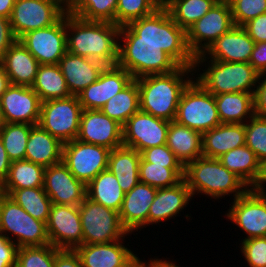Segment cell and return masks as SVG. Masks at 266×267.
Instances as JSON below:
<instances>
[{
  "label": "cell",
  "mask_w": 266,
  "mask_h": 267,
  "mask_svg": "<svg viewBox=\"0 0 266 267\" xmlns=\"http://www.w3.org/2000/svg\"><path fill=\"white\" fill-rule=\"evenodd\" d=\"M120 27L110 22L85 21L66 13L67 52L115 66L119 59Z\"/></svg>",
  "instance_id": "1"
},
{
  "label": "cell",
  "mask_w": 266,
  "mask_h": 267,
  "mask_svg": "<svg viewBox=\"0 0 266 267\" xmlns=\"http://www.w3.org/2000/svg\"><path fill=\"white\" fill-rule=\"evenodd\" d=\"M193 72L196 74L193 67L180 66L171 73L135 79L139 89L140 111L169 122L174 121L182 93L195 78Z\"/></svg>",
  "instance_id": "2"
},
{
  "label": "cell",
  "mask_w": 266,
  "mask_h": 267,
  "mask_svg": "<svg viewBox=\"0 0 266 267\" xmlns=\"http://www.w3.org/2000/svg\"><path fill=\"white\" fill-rule=\"evenodd\" d=\"M119 40L117 65L127 70L134 79L171 73L180 67L158 46V42L138 41V35L128 25L120 27Z\"/></svg>",
  "instance_id": "3"
},
{
  "label": "cell",
  "mask_w": 266,
  "mask_h": 267,
  "mask_svg": "<svg viewBox=\"0 0 266 267\" xmlns=\"http://www.w3.org/2000/svg\"><path fill=\"white\" fill-rule=\"evenodd\" d=\"M128 26L138 35V41L158 42V46L180 66L194 67L195 56L188 47L186 30L175 23L163 5Z\"/></svg>",
  "instance_id": "4"
},
{
  "label": "cell",
  "mask_w": 266,
  "mask_h": 267,
  "mask_svg": "<svg viewBox=\"0 0 266 267\" xmlns=\"http://www.w3.org/2000/svg\"><path fill=\"white\" fill-rule=\"evenodd\" d=\"M184 180L192 196L205 194L222 199L233 194V199L244 195L250 187L236 174L224 167L217 158L199 157L184 167Z\"/></svg>",
  "instance_id": "5"
},
{
  "label": "cell",
  "mask_w": 266,
  "mask_h": 267,
  "mask_svg": "<svg viewBox=\"0 0 266 267\" xmlns=\"http://www.w3.org/2000/svg\"><path fill=\"white\" fill-rule=\"evenodd\" d=\"M201 65H205V70L198 74L197 69H201ZM193 69L197 72L195 80L214 96L236 92L253 94L260 75L250 63L218 60L208 62L202 54L195 56Z\"/></svg>",
  "instance_id": "6"
},
{
  "label": "cell",
  "mask_w": 266,
  "mask_h": 267,
  "mask_svg": "<svg viewBox=\"0 0 266 267\" xmlns=\"http://www.w3.org/2000/svg\"><path fill=\"white\" fill-rule=\"evenodd\" d=\"M0 233L18 248L50 244L46 223L33 218L8 195L0 200Z\"/></svg>",
  "instance_id": "7"
},
{
  "label": "cell",
  "mask_w": 266,
  "mask_h": 267,
  "mask_svg": "<svg viewBox=\"0 0 266 267\" xmlns=\"http://www.w3.org/2000/svg\"><path fill=\"white\" fill-rule=\"evenodd\" d=\"M175 121L201 134L220 125L214 95L193 80L182 93Z\"/></svg>",
  "instance_id": "8"
},
{
  "label": "cell",
  "mask_w": 266,
  "mask_h": 267,
  "mask_svg": "<svg viewBox=\"0 0 266 267\" xmlns=\"http://www.w3.org/2000/svg\"><path fill=\"white\" fill-rule=\"evenodd\" d=\"M83 244L122 240L129 232L123 227L119 212L85 197L79 205Z\"/></svg>",
  "instance_id": "9"
},
{
  "label": "cell",
  "mask_w": 266,
  "mask_h": 267,
  "mask_svg": "<svg viewBox=\"0 0 266 267\" xmlns=\"http://www.w3.org/2000/svg\"><path fill=\"white\" fill-rule=\"evenodd\" d=\"M82 111L78 96L46 100L41 104L38 125L62 143L73 141L79 133Z\"/></svg>",
  "instance_id": "10"
},
{
  "label": "cell",
  "mask_w": 266,
  "mask_h": 267,
  "mask_svg": "<svg viewBox=\"0 0 266 267\" xmlns=\"http://www.w3.org/2000/svg\"><path fill=\"white\" fill-rule=\"evenodd\" d=\"M65 14L66 9L54 0H16L9 21L18 40L29 31L52 26Z\"/></svg>",
  "instance_id": "11"
},
{
  "label": "cell",
  "mask_w": 266,
  "mask_h": 267,
  "mask_svg": "<svg viewBox=\"0 0 266 267\" xmlns=\"http://www.w3.org/2000/svg\"><path fill=\"white\" fill-rule=\"evenodd\" d=\"M234 26L228 0H219L186 31L187 44L194 56L203 54L221 35Z\"/></svg>",
  "instance_id": "12"
},
{
  "label": "cell",
  "mask_w": 266,
  "mask_h": 267,
  "mask_svg": "<svg viewBox=\"0 0 266 267\" xmlns=\"http://www.w3.org/2000/svg\"><path fill=\"white\" fill-rule=\"evenodd\" d=\"M110 149L74 139L63 143L62 161L77 180L87 185L108 168Z\"/></svg>",
  "instance_id": "13"
},
{
  "label": "cell",
  "mask_w": 266,
  "mask_h": 267,
  "mask_svg": "<svg viewBox=\"0 0 266 267\" xmlns=\"http://www.w3.org/2000/svg\"><path fill=\"white\" fill-rule=\"evenodd\" d=\"M233 200L225 215L247 234L242 240L266 236V191L250 188Z\"/></svg>",
  "instance_id": "14"
},
{
  "label": "cell",
  "mask_w": 266,
  "mask_h": 267,
  "mask_svg": "<svg viewBox=\"0 0 266 267\" xmlns=\"http://www.w3.org/2000/svg\"><path fill=\"white\" fill-rule=\"evenodd\" d=\"M18 40L40 65L58 64L67 52L66 14L52 26L29 31Z\"/></svg>",
  "instance_id": "15"
},
{
  "label": "cell",
  "mask_w": 266,
  "mask_h": 267,
  "mask_svg": "<svg viewBox=\"0 0 266 267\" xmlns=\"http://www.w3.org/2000/svg\"><path fill=\"white\" fill-rule=\"evenodd\" d=\"M46 230L50 244L57 249L74 250L83 245L79 206L52 203Z\"/></svg>",
  "instance_id": "16"
},
{
  "label": "cell",
  "mask_w": 266,
  "mask_h": 267,
  "mask_svg": "<svg viewBox=\"0 0 266 267\" xmlns=\"http://www.w3.org/2000/svg\"><path fill=\"white\" fill-rule=\"evenodd\" d=\"M169 121L138 111L123 126V146L139 153L143 150L166 144Z\"/></svg>",
  "instance_id": "17"
},
{
  "label": "cell",
  "mask_w": 266,
  "mask_h": 267,
  "mask_svg": "<svg viewBox=\"0 0 266 267\" xmlns=\"http://www.w3.org/2000/svg\"><path fill=\"white\" fill-rule=\"evenodd\" d=\"M123 240L125 239L109 243L83 244L74 250L80 257L82 267H146L145 260H140L138 255L124 246Z\"/></svg>",
  "instance_id": "18"
},
{
  "label": "cell",
  "mask_w": 266,
  "mask_h": 267,
  "mask_svg": "<svg viewBox=\"0 0 266 267\" xmlns=\"http://www.w3.org/2000/svg\"><path fill=\"white\" fill-rule=\"evenodd\" d=\"M76 139L113 150L123 146V126L100 109L83 110Z\"/></svg>",
  "instance_id": "19"
},
{
  "label": "cell",
  "mask_w": 266,
  "mask_h": 267,
  "mask_svg": "<svg viewBox=\"0 0 266 267\" xmlns=\"http://www.w3.org/2000/svg\"><path fill=\"white\" fill-rule=\"evenodd\" d=\"M43 189L52 203L79 206L86 197V185L75 178L62 162L45 167Z\"/></svg>",
  "instance_id": "20"
},
{
  "label": "cell",
  "mask_w": 266,
  "mask_h": 267,
  "mask_svg": "<svg viewBox=\"0 0 266 267\" xmlns=\"http://www.w3.org/2000/svg\"><path fill=\"white\" fill-rule=\"evenodd\" d=\"M133 80L132 75L124 68L118 65L106 66L98 80L78 95L81 107L83 110L100 109Z\"/></svg>",
  "instance_id": "21"
},
{
  "label": "cell",
  "mask_w": 266,
  "mask_h": 267,
  "mask_svg": "<svg viewBox=\"0 0 266 267\" xmlns=\"http://www.w3.org/2000/svg\"><path fill=\"white\" fill-rule=\"evenodd\" d=\"M0 101L6 123L38 125L42 101L31 87L10 84Z\"/></svg>",
  "instance_id": "22"
},
{
  "label": "cell",
  "mask_w": 266,
  "mask_h": 267,
  "mask_svg": "<svg viewBox=\"0 0 266 267\" xmlns=\"http://www.w3.org/2000/svg\"><path fill=\"white\" fill-rule=\"evenodd\" d=\"M156 193L157 188L142 182L125 193L119 215L123 227L129 234L148 226L149 208Z\"/></svg>",
  "instance_id": "23"
},
{
  "label": "cell",
  "mask_w": 266,
  "mask_h": 267,
  "mask_svg": "<svg viewBox=\"0 0 266 267\" xmlns=\"http://www.w3.org/2000/svg\"><path fill=\"white\" fill-rule=\"evenodd\" d=\"M254 46L255 42L244 27L234 25L213 42L202 55L208 60L249 63Z\"/></svg>",
  "instance_id": "24"
},
{
  "label": "cell",
  "mask_w": 266,
  "mask_h": 267,
  "mask_svg": "<svg viewBox=\"0 0 266 267\" xmlns=\"http://www.w3.org/2000/svg\"><path fill=\"white\" fill-rule=\"evenodd\" d=\"M58 66L71 95L78 96L91 83L98 80L106 67L103 63L66 52Z\"/></svg>",
  "instance_id": "25"
},
{
  "label": "cell",
  "mask_w": 266,
  "mask_h": 267,
  "mask_svg": "<svg viewBox=\"0 0 266 267\" xmlns=\"http://www.w3.org/2000/svg\"><path fill=\"white\" fill-rule=\"evenodd\" d=\"M192 197L184 179L175 186L157 189L156 196L149 208L148 226L175 218L186 208Z\"/></svg>",
  "instance_id": "26"
},
{
  "label": "cell",
  "mask_w": 266,
  "mask_h": 267,
  "mask_svg": "<svg viewBox=\"0 0 266 267\" xmlns=\"http://www.w3.org/2000/svg\"><path fill=\"white\" fill-rule=\"evenodd\" d=\"M0 62L10 84L27 87L33 85L40 64L19 40L6 51Z\"/></svg>",
  "instance_id": "27"
},
{
  "label": "cell",
  "mask_w": 266,
  "mask_h": 267,
  "mask_svg": "<svg viewBox=\"0 0 266 267\" xmlns=\"http://www.w3.org/2000/svg\"><path fill=\"white\" fill-rule=\"evenodd\" d=\"M245 145V124L221 123L202 134V153L206 158H219L234 148Z\"/></svg>",
  "instance_id": "28"
},
{
  "label": "cell",
  "mask_w": 266,
  "mask_h": 267,
  "mask_svg": "<svg viewBox=\"0 0 266 267\" xmlns=\"http://www.w3.org/2000/svg\"><path fill=\"white\" fill-rule=\"evenodd\" d=\"M229 171L236 174L250 188H259L264 179V167L255 153L243 145L217 158Z\"/></svg>",
  "instance_id": "29"
},
{
  "label": "cell",
  "mask_w": 266,
  "mask_h": 267,
  "mask_svg": "<svg viewBox=\"0 0 266 267\" xmlns=\"http://www.w3.org/2000/svg\"><path fill=\"white\" fill-rule=\"evenodd\" d=\"M63 143L39 125H34L28 137L25 159L49 167L62 162Z\"/></svg>",
  "instance_id": "30"
},
{
  "label": "cell",
  "mask_w": 266,
  "mask_h": 267,
  "mask_svg": "<svg viewBox=\"0 0 266 267\" xmlns=\"http://www.w3.org/2000/svg\"><path fill=\"white\" fill-rule=\"evenodd\" d=\"M166 145L184 167L203 156L202 134L175 120L169 123Z\"/></svg>",
  "instance_id": "31"
},
{
  "label": "cell",
  "mask_w": 266,
  "mask_h": 267,
  "mask_svg": "<svg viewBox=\"0 0 266 267\" xmlns=\"http://www.w3.org/2000/svg\"><path fill=\"white\" fill-rule=\"evenodd\" d=\"M140 160L141 154L126 146L115 148L109 153L108 170L116 176L125 193L139 183Z\"/></svg>",
  "instance_id": "32"
},
{
  "label": "cell",
  "mask_w": 266,
  "mask_h": 267,
  "mask_svg": "<svg viewBox=\"0 0 266 267\" xmlns=\"http://www.w3.org/2000/svg\"><path fill=\"white\" fill-rule=\"evenodd\" d=\"M214 98L221 123L245 124L254 116L252 93H222Z\"/></svg>",
  "instance_id": "33"
},
{
  "label": "cell",
  "mask_w": 266,
  "mask_h": 267,
  "mask_svg": "<svg viewBox=\"0 0 266 267\" xmlns=\"http://www.w3.org/2000/svg\"><path fill=\"white\" fill-rule=\"evenodd\" d=\"M125 192L116 176L107 169L100 172L86 185V197L105 207L120 211Z\"/></svg>",
  "instance_id": "34"
},
{
  "label": "cell",
  "mask_w": 266,
  "mask_h": 267,
  "mask_svg": "<svg viewBox=\"0 0 266 267\" xmlns=\"http://www.w3.org/2000/svg\"><path fill=\"white\" fill-rule=\"evenodd\" d=\"M31 88L38 94L42 102L71 96L58 64L39 65Z\"/></svg>",
  "instance_id": "35"
},
{
  "label": "cell",
  "mask_w": 266,
  "mask_h": 267,
  "mask_svg": "<svg viewBox=\"0 0 266 267\" xmlns=\"http://www.w3.org/2000/svg\"><path fill=\"white\" fill-rule=\"evenodd\" d=\"M100 110L122 126L140 110L139 89L134 79L121 92L110 98Z\"/></svg>",
  "instance_id": "36"
},
{
  "label": "cell",
  "mask_w": 266,
  "mask_h": 267,
  "mask_svg": "<svg viewBox=\"0 0 266 267\" xmlns=\"http://www.w3.org/2000/svg\"><path fill=\"white\" fill-rule=\"evenodd\" d=\"M5 192L33 218L47 223L52 201L43 187L5 189Z\"/></svg>",
  "instance_id": "37"
},
{
  "label": "cell",
  "mask_w": 266,
  "mask_h": 267,
  "mask_svg": "<svg viewBox=\"0 0 266 267\" xmlns=\"http://www.w3.org/2000/svg\"><path fill=\"white\" fill-rule=\"evenodd\" d=\"M219 0H166L163 6L175 23L185 29L201 19Z\"/></svg>",
  "instance_id": "38"
},
{
  "label": "cell",
  "mask_w": 266,
  "mask_h": 267,
  "mask_svg": "<svg viewBox=\"0 0 266 267\" xmlns=\"http://www.w3.org/2000/svg\"><path fill=\"white\" fill-rule=\"evenodd\" d=\"M118 0H69L66 13L85 21L115 24Z\"/></svg>",
  "instance_id": "39"
},
{
  "label": "cell",
  "mask_w": 266,
  "mask_h": 267,
  "mask_svg": "<svg viewBox=\"0 0 266 267\" xmlns=\"http://www.w3.org/2000/svg\"><path fill=\"white\" fill-rule=\"evenodd\" d=\"M44 170V166L26 159L12 161L4 187L5 189L43 187Z\"/></svg>",
  "instance_id": "40"
},
{
  "label": "cell",
  "mask_w": 266,
  "mask_h": 267,
  "mask_svg": "<svg viewBox=\"0 0 266 267\" xmlns=\"http://www.w3.org/2000/svg\"><path fill=\"white\" fill-rule=\"evenodd\" d=\"M184 179V168H166V165H154L142 157L139 163V182L157 189L177 185Z\"/></svg>",
  "instance_id": "41"
},
{
  "label": "cell",
  "mask_w": 266,
  "mask_h": 267,
  "mask_svg": "<svg viewBox=\"0 0 266 267\" xmlns=\"http://www.w3.org/2000/svg\"><path fill=\"white\" fill-rule=\"evenodd\" d=\"M33 126L26 123H6L1 128L0 138L11 162L25 159L26 145Z\"/></svg>",
  "instance_id": "42"
},
{
  "label": "cell",
  "mask_w": 266,
  "mask_h": 267,
  "mask_svg": "<svg viewBox=\"0 0 266 267\" xmlns=\"http://www.w3.org/2000/svg\"><path fill=\"white\" fill-rule=\"evenodd\" d=\"M162 4L158 0H118L115 25L119 27L153 14Z\"/></svg>",
  "instance_id": "43"
},
{
  "label": "cell",
  "mask_w": 266,
  "mask_h": 267,
  "mask_svg": "<svg viewBox=\"0 0 266 267\" xmlns=\"http://www.w3.org/2000/svg\"><path fill=\"white\" fill-rule=\"evenodd\" d=\"M249 122V123H248ZM245 145L266 166V117L254 115L245 123Z\"/></svg>",
  "instance_id": "44"
},
{
  "label": "cell",
  "mask_w": 266,
  "mask_h": 267,
  "mask_svg": "<svg viewBox=\"0 0 266 267\" xmlns=\"http://www.w3.org/2000/svg\"><path fill=\"white\" fill-rule=\"evenodd\" d=\"M57 250L51 244L20 247L17 250L15 267H54L55 253Z\"/></svg>",
  "instance_id": "45"
},
{
  "label": "cell",
  "mask_w": 266,
  "mask_h": 267,
  "mask_svg": "<svg viewBox=\"0 0 266 267\" xmlns=\"http://www.w3.org/2000/svg\"><path fill=\"white\" fill-rule=\"evenodd\" d=\"M234 25L243 26L249 20L266 13V0H228Z\"/></svg>",
  "instance_id": "46"
},
{
  "label": "cell",
  "mask_w": 266,
  "mask_h": 267,
  "mask_svg": "<svg viewBox=\"0 0 266 267\" xmlns=\"http://www.w3.org/2000/svg\"><path fill=\"white\" fill-rule=\"evenodd\" d=\"M240 244L249 267H266V236L241 240Z\"/></svg>",
  "instance_id": "47"
},
{
  "label": "cell",
  "mask_w": 266,
  "mask_h": 267,
  "mask_svg": "<svg viewBox=\"0 0 266 267\" xmlns=\"http://www.w3.org/2000/svg\"><path fill=\"white\" fill-rule=\"evenodd\" d=\"M140 154L146 162L154 163V165H166V168H184L166 144L147 148Z\"/></svg>",
  "instance_id": "48"
},
{
  "label": "cell",
  "mask_w": 266,
  "mask_h": 267,
  "mask_svg": "<svg viewBox=\"0 0 266 267\" xmlns=\"http://www.w3.org/2000/svg\"><path fill=\"white\" fill-rule=\"evenodd\" d=\"M17 250V245L0 233V267H15Z\"/></svg>",
  "instance_id": "49"
},
{
  "label": "cell",
  "mask_w": 266,
  "mask_h": 267,
  "mask_svg": "<svg viewBox=\"0 0 266 267\" xmlns=\"http://www.w3.org/2000/svg\"><path fill=\"white\" fill-rule=\"evenodd\" d=\"M243 27L255 43L266 42V13L249 20Z\"/></svg>",
  "instance_id": "50"
},
{
  "label": "cell",
  "mask_w": 266,
  "mask_h": 267,
  "mask_svg": "<svg viewBox=\"0 0 266 267\" xmlns=\"http://www.w3.org/2000/svg\"><path fill=\"white\" fill-rule=\"evenodd\" d=\"M254 115L266 117V73L260 74L253 93Z\"/></svg>",
  "instance_id": "51"
},
{
  "label": "cell",
  "mask_w": 266,
  "mask_h": 267,
  "mask_svg": "<svg viewBox=\"0 0 266 267\" xmlns=\"http://www.w3.org/2000/svg\"><path fill=\"white\" fill-rule=\"evenodd\" d=\"M16 40L9 18L0 16V59Z\"/></svg>",
  "instance_id": "52"
},
{
  "label": "cell",
  "mask_w": 266,
  "mask_h": 267,
  "mask_svg": "<svg viewBox=\"0 0 266 267\" xmlns=\"http://www.w3.org/2000/svg\"><path fill=\"white\" fill-rule=\"evenodd\" d=\"M54 267H82V264L75 250L58 249L55 253Z\"/></svg>",
  "instance_id": "53"
},
{
  "label": "cell",
  "mask_w": 266,
  "mask_h": 267,
  "mask_svg": "<svg viewBox=\"0 0 266 267\" xmlns=\"http://www.w3.org/2000/svg\"><path fill=\"white\" fill-rule=\"evenodd\" d=\"M249 63L259 73H266V42L255 43Z\"/></svg>",
  "instance_id": "54"
},
{
  "label": "cell",
  "mask_w": 266,
  "mask_h": 267,
  "mask_svg": "<svg viewBox=\"0 0 266 267\" xmlns=\"http://www.w3.org/2000/svg\"><path fill=\"white\" fill-rule=\"evenodd\" d=\"M10 165L11 160L9 159L8 154L6 153V149L0 138V179H2L3 181H5V179L7 178Z\"/></svg>",
  "instance_id": "55"
},
{
  "label": "cell",
  "mask_w": 266,
  "mask_h": 267,
  "mask_svg": "<svg viewBox=\"0 0 266 267\" xmlns=\"http://www.w3.org/2000/svg\"><path fill=\"white\" fill-rule=\"evenodd\" d=\"M16 0H0V16L10 18Z\"/></svg>",
  "instance_id": "56"
},
{
  "label": "cell",
  "mask_w": 266,
  "mask_h": 267,
  "mask_svg": "<svg viewBox=\"0 0 266 267\" xmlns=\"http://www.w3.org/2000/svg\"><path fill=\"white\" fill-rule=\"evenodd\" d=\"M151 259L146 263V267H181V266H177V264H175L173 261L171 262L169 260L167 261V259L165 260H162L160 258L159 259L151 258Z\"/></svg>",
  "instance_id": "57"
},
{
  "label": "cell",
  "mask_w": 266,
  "mask_h": 267,
  "mask_svg": "<svg viewBox=\"0 0 266 267\" xmlns=\"http://www.w3.org/2000/svg\"><path fill=\"white\" fill-rule=\"evenodd\" d=\"M10 85L8 76L5 73L4 67L0 62V100L7 87Z\"/></svg>",
  "instance_id": "58"
},
{
  "label": "cell",
  "mask_w": 266,
  "mask_h": 267,
  "mask_svg": "<svg viewBox=\"0 0 266 267\" xmlns=\"http://www.w3.org/2000/svg\"><path fill=\"white\" fill-rule=\"evenodd\" d=\"M5 124L6 122L4 119L3 110H2L1 101H0V130Z\"/></svg>",
  "instance_id": "59"
},
{
  "label": "cell",
  "mask_w": 266,
  "mask_h": 267,
  "mask_svg": "<svg viewBox=\"0 0 266 267\" xmlns=\"http://www.w3.org/2000/svg\"><path fill=\"white\" fill-rule=\"evenodd\" d=\"M6 195L4 181L0 179V200Z\"/></svg>",
  "instance_id": "60"
},
{
  "label": "cell",
  "mask_w": 266,
  "mask_h": 267,
  "mask_svg": "<svg viewBox=\"0 0 266 267\" xmlns=\"http://www.w3.org/2000/svg\"><path fill=\"white\" fill-rule=\"evenodd\" d=\"M266 166L264 167V179H263V181H262V184H261V186L259 187V189L260 190H262V191H266L265 189V186H266Z\"/></svg>",
  "instance_id": "61"
},
{
  "label": "cell",
  "mask_w": 266,
  "mask_h": 267,
  "mask_svg": "<svg viewBox=\"0 0 266 267\" xmlns=\"http://www.w3.org/2000/svg\"><path fill=\"white\" fill-rule=\"evenodd\" d=\"M59 2L65 9L68 7L69 0H54Z\"/></svg>",
  "instance_id": "62"
},
{
  "label": "cell",
  "mask_w": 266,
  "mask_h": 267,
  "mask_svg": "<svg viewBox=\"0 0 266 267\" xmlns=\"http://www.w3.org/2000/svg\"><path fill=\"white\" fill-rule=\"evenodd\" d=\"M158 1L163 5L166 0H158Z\"/></svg>",
  "instance_id": "63"
}]
</instances>
